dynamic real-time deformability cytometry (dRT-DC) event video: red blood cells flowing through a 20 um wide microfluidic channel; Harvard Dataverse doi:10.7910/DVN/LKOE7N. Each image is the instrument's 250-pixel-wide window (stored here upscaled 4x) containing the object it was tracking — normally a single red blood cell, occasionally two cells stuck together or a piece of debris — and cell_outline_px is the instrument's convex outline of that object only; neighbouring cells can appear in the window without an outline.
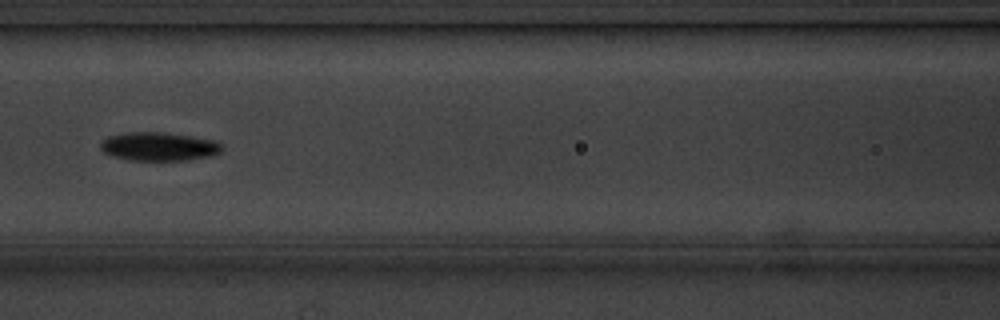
{"species": "common noctule bat (a hibernating species)", "species_latin": "Nyctalus noctula", "temperature_condition": "cold", "stored_images_in_passage": 10, "camera_frame_rate_fps": 3000, "um_per_image_px": 0.085, "animal": {"sex": "male", "body_mass_g": 20.1, "forearm_length_mm": 53.5}, "frame": {"image": 1, "passage_image": 6, "time_ms": 5.667, "image_size_px": [1000, 320], "cell_outline_px": [[224, 148], [220, 152], [212, 156], [188, 160], [128, 160], [112, 156], [104, 152], [100, 148], [100, 144], [108, 136], [128, 132], [160, 132], [192, 136], [216, 140]], "centroid_in_image_um": [13.53, 12.45], "position_along_channel_um": 153.1, "area_um2": 20.29}}